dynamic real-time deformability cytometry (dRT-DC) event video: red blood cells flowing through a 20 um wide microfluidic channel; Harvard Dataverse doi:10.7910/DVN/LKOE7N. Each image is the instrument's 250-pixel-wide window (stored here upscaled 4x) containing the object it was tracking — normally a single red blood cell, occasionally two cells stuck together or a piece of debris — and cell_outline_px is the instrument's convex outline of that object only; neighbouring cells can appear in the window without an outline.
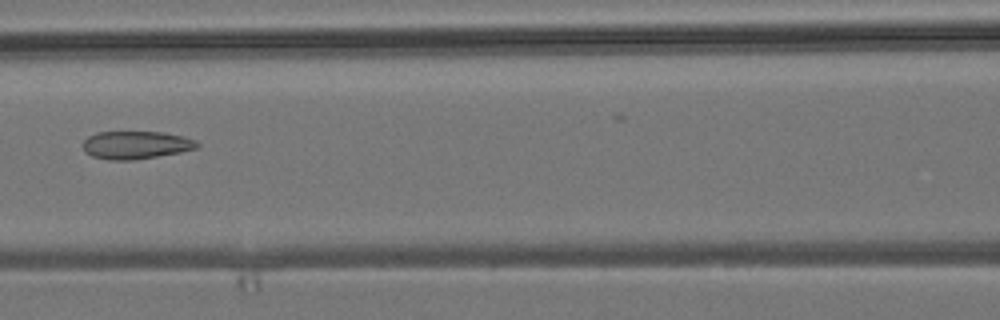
{"species": "common noctule bat (a hibernating species)", "species_latin": "Nyctalus noctula", "temperature_condition": "room temperature", "stored_images_in_passage": 9, "camera_frame_rate_fps": 3000, "um_per_image_px": 0.085, "animal": {"sex": "male", "body_mass_g": 19.2, "forearm_length_mm": 51.8}, "frame": {"image": 1, "passage_image": 7, "time_ms": 7.0, "image_size_px": [1000, 320], "cell_outline_px": [[200, 144], [196, 148], [180, 152], [132, 160], [108, 160], [92, 156], [84, 148], [84, 140], [88, 136], [96, 132], [164, 132], [184, 136], [196, 140]], "centroid_in_image_um": [11.57, 12.31], "position_along_channel_um": 155.0, "area_um2": 18.44}}
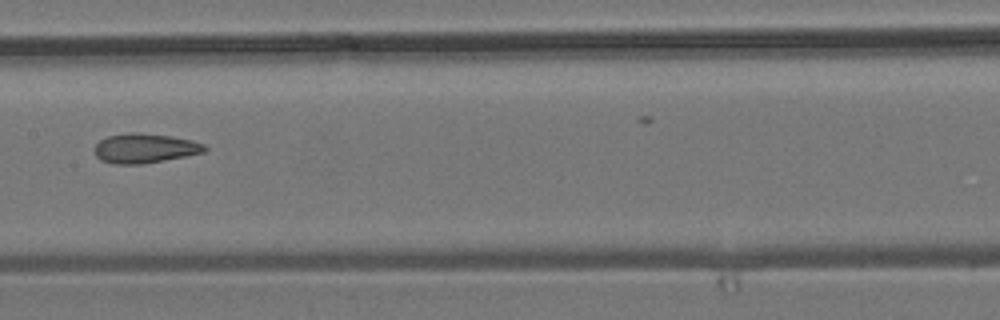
{"frame": {"image": 2, "passage_image": 8, "time_ms": 8.0, "image_size_px": [1000, 320], "cell_outline_px": [[208, 148], [204, 152], [164, 160], [140, 164], [112, 164], [100, 160], [96, 156], [92, 148], [100, 140], [108, 136], [128, 132], [136, 132], [172, 136], [192, 140], [204, 144]], "centroid_in_image_um": [12.26, 12.6], "position_along_channel_um": 195.1, "area_um2": 19.07}}